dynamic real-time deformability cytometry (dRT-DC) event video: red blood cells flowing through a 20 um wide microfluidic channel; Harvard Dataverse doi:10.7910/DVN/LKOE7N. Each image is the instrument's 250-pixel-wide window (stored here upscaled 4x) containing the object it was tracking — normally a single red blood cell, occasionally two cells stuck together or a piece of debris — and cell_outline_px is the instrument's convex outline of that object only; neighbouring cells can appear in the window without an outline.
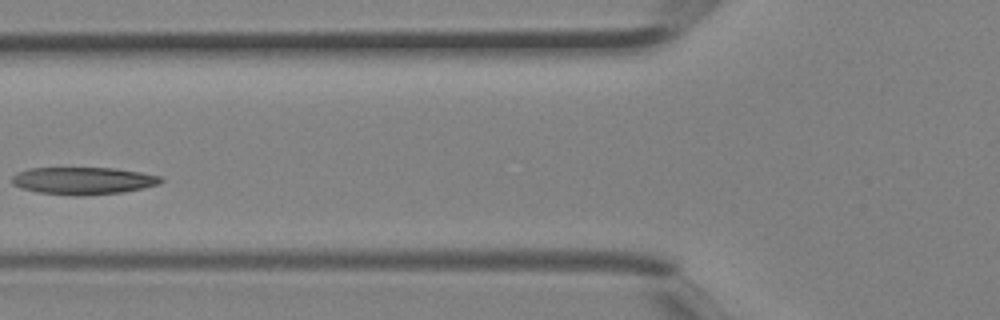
{"species": "Egyptian fruit bat (a non-hibernating species)", "species_latin": "Rousettus aegyptiacus", "temperature_condition": "room temperature", "stored_images_in_passage": 4, "camera_frame_rate_fps": 3000, "um_per_image_px": 0.085, "animal": {"sex": "female"}, "frame": {"image": 1, "passage_image": 4, "time_ms": 1.0, "image_size_px": [1000, 320], "cell_outline_px": [[164, 180], [156, 184], [124, 192], [76, 196], [72, 196], [40, 192], [20, 188], [12, 184], [12, 176], [16, 172], [28, 168], [112, 168], [140, 172], [164, 176]], "centroid_in_image_um": [7.04, 15.35], "position_along_channel_um": 118.8, "area_um2": 23.7}}